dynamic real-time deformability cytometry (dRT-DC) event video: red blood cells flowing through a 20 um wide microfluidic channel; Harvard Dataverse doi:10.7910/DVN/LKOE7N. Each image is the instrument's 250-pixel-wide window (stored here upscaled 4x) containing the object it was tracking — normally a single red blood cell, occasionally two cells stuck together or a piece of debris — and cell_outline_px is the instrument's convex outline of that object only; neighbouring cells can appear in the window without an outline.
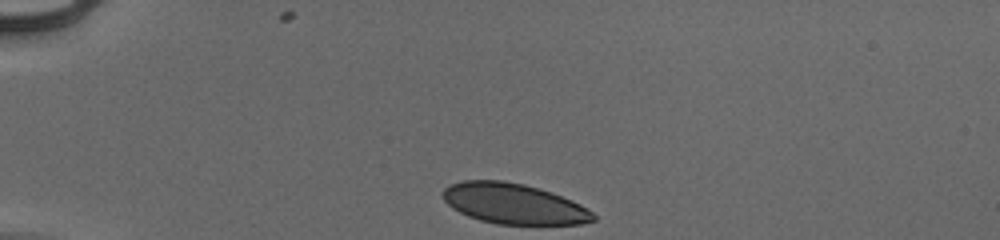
{"species": "human", "species_latin": "Homo sapiens", "temperature_condition": "cold", "stored_images_in_passage": 34, "camera_frame_rate_fps": 3000, "um_per_image_px": 0.085, "donor": {"sex": "male"}, "frame": {"image": 1, "passage_image": 1, "time_ms": 0.0, "image_size_px": [1000, 240], "cell_outline_px": [[596, 220], [580, 224], [496, 224], [480, 220], [468, 216], [452, 208], [444, 200], [444, 188], [452, 184], [464, 180], [504, 180], [524, 184], [540, 188], [552, 192], [572, 200], [580, 204], [592, 212], [596, 216]], "centroid_in_image_um": [43.68, 17.31], "position_along_channel_um": 41.3, "area_um2": 35.43}}
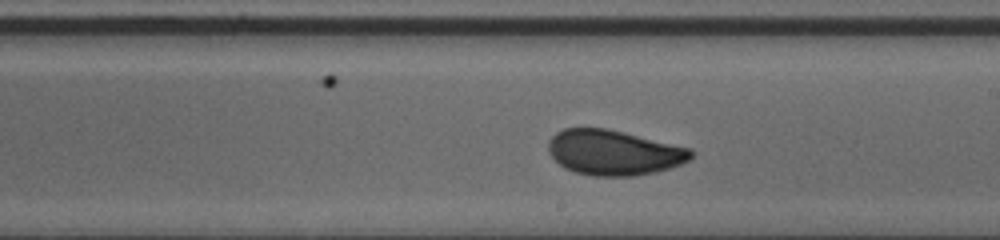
{"frame": {"image": 2, "passage_image": 20, "time_ms": 6.333, "image_size_px": [1000, 240], "cell_outline_px": [[692, 156], [688, 160], [680, 164], [668, 168], [636, 176], [596, 176], [576, 172], [564, 168], [548, 152], [548, 140], [556, 132], [564, 128], [608, 128], [692, 148]], "centroid_in_image_um": [52.16, 12.95], "position_along_channel_um": 236.8, "area_um2": 37.51}}
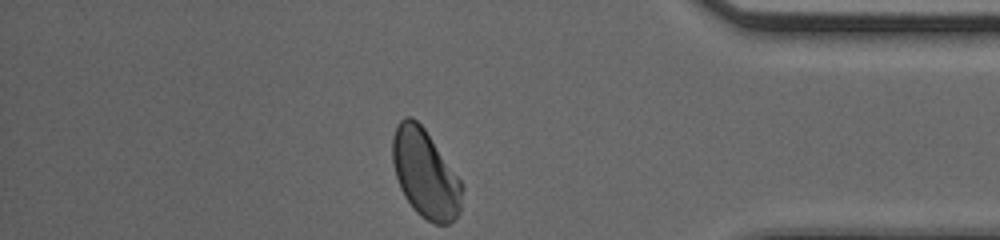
{"frame": {"image": 3, "passage_image": 34, "time_ms": 11.0, "image_size_px": [1000, 240], "cell_outline_px": [[464, 188], [460, 212], [448, 224], [436, 224], [420, 216], [412, 208], [404, 196], [400, 188], [396, 176], [392, 160], [392, 136], [396, 124], [404, 116], [412, 116], [424, 128], [460, 180]], "centroid_in_image_um": [36.12, 14.76], "position_along_channel_um": 399.1, "area_um2": 35.78}, "authors_computed_cell_mechanics": {"area_um2": 37.3966, "velocity_mm_per_s": 3.9268, "shape_relaxation_time_tau1_ms": 3.4644, "shape_relaxation_time_tau2_ms": null, "deformation_change_tau1": 0.1064, "deformation_change_tau2": null}}